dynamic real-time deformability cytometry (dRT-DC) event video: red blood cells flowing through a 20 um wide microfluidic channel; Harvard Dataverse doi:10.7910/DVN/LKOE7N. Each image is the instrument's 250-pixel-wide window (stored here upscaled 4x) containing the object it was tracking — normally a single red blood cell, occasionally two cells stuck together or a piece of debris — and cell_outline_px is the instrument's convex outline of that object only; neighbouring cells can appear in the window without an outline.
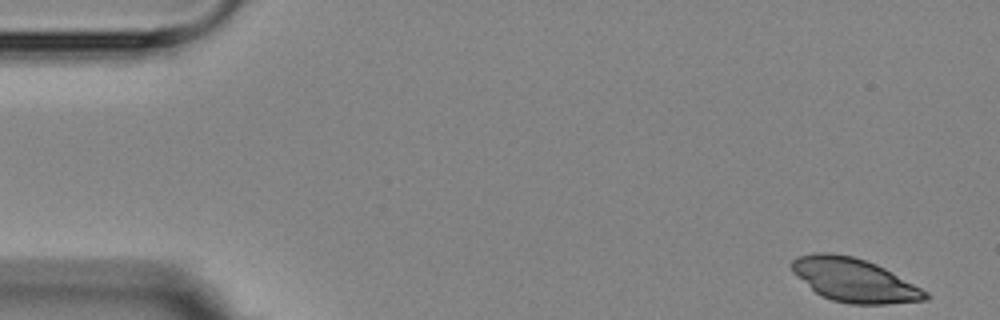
{"species": "Egyptian fruit bat (a non-hibernating species)", "species_latin": "Rousettus aegyptiacus", "temperature_condition": "room temperature", "stored_images_in_passage": 5, "camera_frame_rate_fps": 3000, "um_per_image_px": 0.085, "animal": {"sex": "female"}, "frame": {"image": 1, "passage_image": 1, "time_ms": 0.0, "image_size_px": [1000, 320], "cell_outline_px": [[932, 296], [928, 300], [888, 304], [848, 304], [832, 300], [820, 296], [792, 272], [792, 260], [796, 256], [816, 252], [828, 252], [852, 256], [876, 264], [884, 268], [928, 292]], "centroid_in_image_um": [72.6, 23.82], "position_along_channel_um": 12.4, "area_um2": 33.93}}